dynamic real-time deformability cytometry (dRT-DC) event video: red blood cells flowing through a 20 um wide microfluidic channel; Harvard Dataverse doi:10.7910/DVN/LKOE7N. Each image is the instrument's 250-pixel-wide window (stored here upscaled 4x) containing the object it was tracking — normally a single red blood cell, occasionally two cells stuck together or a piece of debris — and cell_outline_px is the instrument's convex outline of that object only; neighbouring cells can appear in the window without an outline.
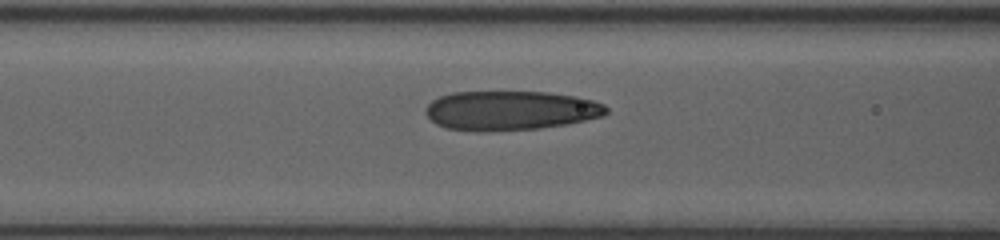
{"species": "human", "species_latin": "Homo sapiens", "temperature_condition": "room temperature", "stored_images_in_passage": 24, "camera_frame_rate_fps": 3000, "um_per_image_px": 0.085, "donor": {"sex": "female"}, "frame": {"image": 1, "passage_image": 22, "time_ms": 6.0, "image_size_px": [1000, 240], "cell_outline_px": [[608, 112], [604, 116], [564, 124], [536, 128], [444, 128], [436, 124], [424, 112], [424, 108], [432, 100], [440, 96], [452, 92], [548, 92], [576, 96], [592, 100], [604, 104], [608, 108]], "centroid_in_image_um": [43.42, 9.34], "position_along_channel_um": 123.2, "area_um2": 40.17}}